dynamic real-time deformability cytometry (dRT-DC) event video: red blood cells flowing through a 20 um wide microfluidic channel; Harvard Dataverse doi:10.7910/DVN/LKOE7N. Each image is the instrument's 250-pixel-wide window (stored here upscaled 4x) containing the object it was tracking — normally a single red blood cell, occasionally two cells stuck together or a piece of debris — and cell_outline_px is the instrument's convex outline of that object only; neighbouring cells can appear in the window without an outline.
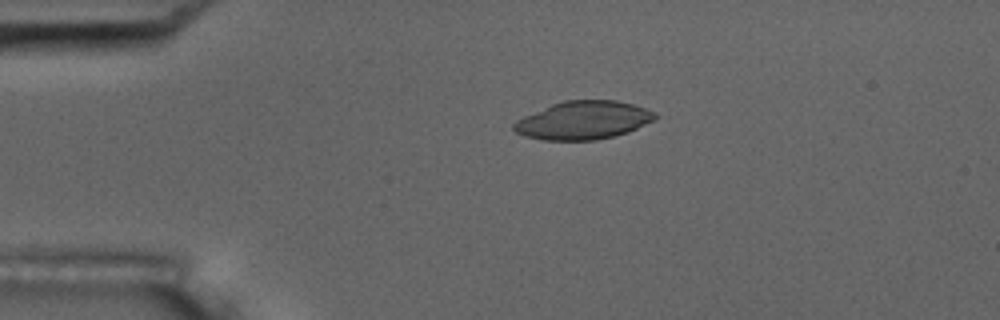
{"species": "common noctule bat (a hibernating species)", "species_latin": "Nyctalus noctula", "temperature_condition": "room temperature", "stored_images_in_passage": 5, "camera_frame_rate_fps": 3000, "um_per_image_px": 0.085, "animal": {"sex": "male", "body_mass_g": 17.5, "forearm_length_mm": 52.3}, "frame": {"image": 1, "passage_image": 4, "time_ms": 3.333, "image_size_px": [1000, 320], "cell_outline_px": [[660, 116], [628, 132], [616, 136], [596, 140], [544, 140], [524, 136], [516, 132], [512, 128], [512, 124], [516, 120], [524, 116], [552, 104], [564, 100], [616, 100], [632, 104], [656, 112]], "centroid_in_image_um": [49.57, 10.22], "position_along_channel_um": 35.4, "area_um2": 31.44}}